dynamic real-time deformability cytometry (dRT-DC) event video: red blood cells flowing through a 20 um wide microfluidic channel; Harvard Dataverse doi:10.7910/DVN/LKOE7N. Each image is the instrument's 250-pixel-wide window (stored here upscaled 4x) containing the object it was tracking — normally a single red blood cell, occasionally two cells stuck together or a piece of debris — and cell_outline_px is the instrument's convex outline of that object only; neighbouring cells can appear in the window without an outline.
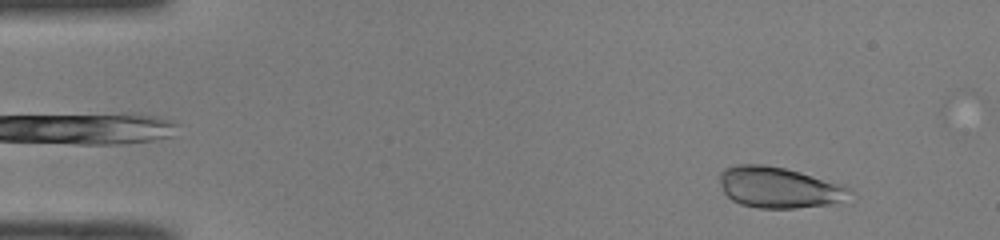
{"species": "common noctule bat (a hibernating species)", "species_latin": "Nyctalus noctula", "temperature_condition": "room temperature", "stored_images_in_passage": 47, "camera_frame_rate_fps": 3000, "um_per_image_px": 0.085, "animal": {"sex": "male", "body_mass_g": 19.0, "forearm_length_mm": 50.8}, "frame": {"image": 1, "passage_image": 4, "time_ms": 1.0, "image_size_px": [1000, 240], "cell_outline_px": [[852, 192], [828, 204], [796, 208], [760, 208], [740, 204], [732, 200], [724, 192], [720, 180], [720, 172], [724, 168], [736, 164], [764, 164], [784, 168], [800, 172], [844, 184], [852, 188]], "centroid_in_image_um": [66.16, 15.91], "position_along_channel_um": 18.8, "area_um2": 30.75}}
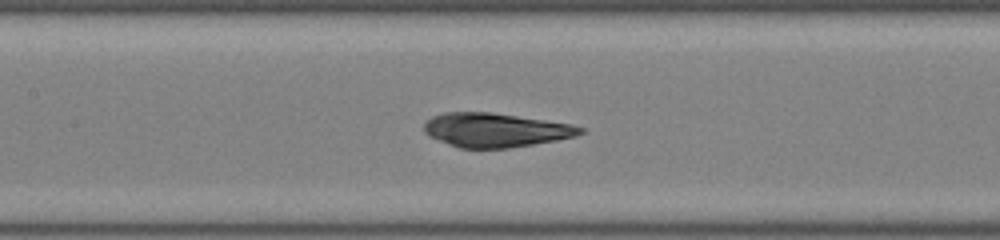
{"frame": {"image": 2, "passage_image": 22, "time_ms": 7.0, "image_size_px": [1000, 240], "cell_outline_px": [[584, 132], [576, 136], [556, 140], [508, 148], [460, 148], [448, 144], [428, 136], [424, 132], [424, 124], [432, 116], [444, 112], [492, 112], [572, 124], [584, 128]], "centroid_in_image_um": [42.1, 11.05], "position_along_channel_um": 165.3, "area_um2": 30.92}}
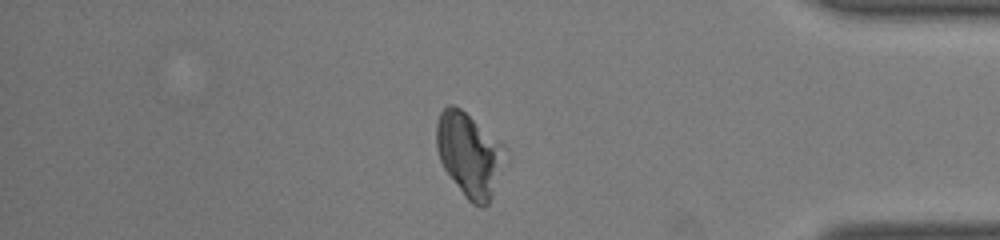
{"frame": {"image": 3, "passage_image": 41, "time_ms": 13.333, "image_size_px": [1000, 240], "cell_outline_px": [[500, 144], [492, 196], [488, 204], [484, 208], [480, 208], [472, 204], [464, 196], [444, 168], [440, 160], [436, 148], [436, 124], [440, 112], [448, 104], [452, 104], [460, 108]], "centroid_in_image_um": [39.72, 13.13], "position_along_channel_um": 395.5, "area_um2": 31.33}}